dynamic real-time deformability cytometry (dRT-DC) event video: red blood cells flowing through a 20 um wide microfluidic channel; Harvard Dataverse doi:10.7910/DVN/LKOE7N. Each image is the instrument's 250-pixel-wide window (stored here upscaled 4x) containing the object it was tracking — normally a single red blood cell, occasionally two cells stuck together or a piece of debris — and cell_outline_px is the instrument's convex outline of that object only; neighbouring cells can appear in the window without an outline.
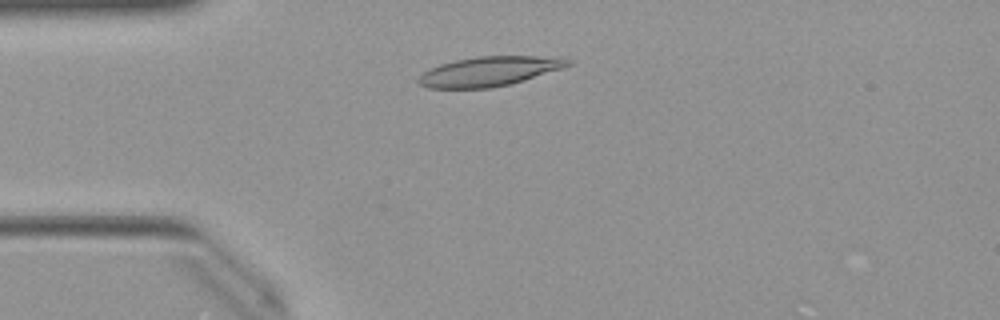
{"species": "Egyptian fruit bat (a non-hibernating species)", "species_latin": "Rousettus aegyptiacus", "temperature_condition": "warm", "stored_images_in_passage": 46, "camera_frame_rate_fps": 3000, "um_per_image_px": 0.085, "animal": {"sex": "female"}, "frame": {"image": 1, "passage_image": 8, "time_ms": 2.333, "image_size_px": [1000, 320], "cell_outline_px": [[572, 64], [524, 80], [508, 84], [488, 88], [428, 88], [420, 84], [416, 80], [424, 72], [440, 64], [456, 60], [476, 56], [564, 56], [572, 60]], "centroid_in_image_um": [41.62, 6.05], "position_along_channel_um": 43.4, "area_um2": 25.61}}
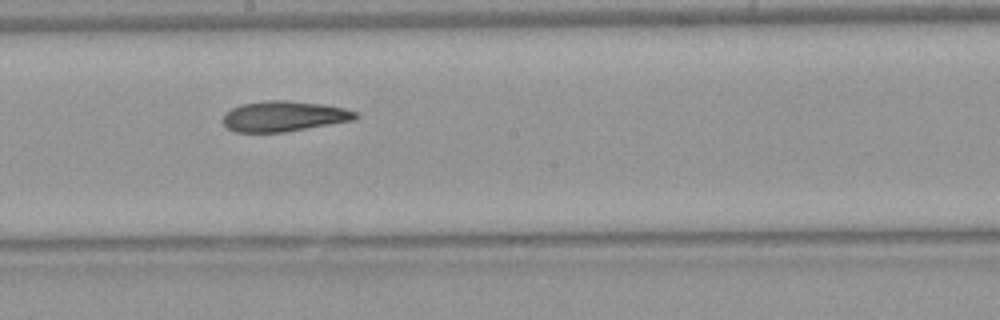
{"frame": {"image": 2, "passage_image": 23, "time_ms": 7.333, "image_size_px": [1000, 320], "cell_outline_px": [[360, 116], [352, 120], [284, 132], [236, 132], [228, 128], [224, 124], [224, 116], [232, 108], [240, 104], [264, 100], [288, 100], [324, 104], [344, 108], [356, 112]], "centroid_in_image_um": [24.13, 9.87], "position_along_channel_um": 224.1, "area_um2": 23.35}}
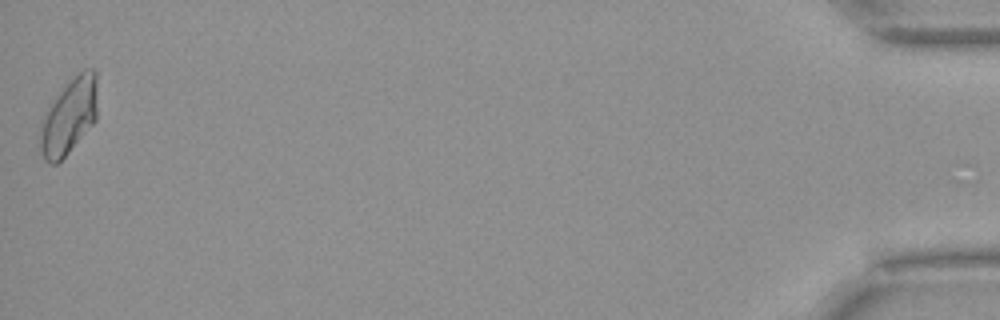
{"frame": {"image": 3, "passage_image": 46, "time_ms": 15.0, "image_size_px": [1000, 320], "cell_outline_px": [[96, 120], [68, 152], [56, 164], [48, 164], [44, 160], [40, 152], [40, 124], [52, 100], [64, 84], [84, 68], [92, 68], [96, 72]], "centroid_in_image_um": [5.84, 9.87], "position_along_channel_um": 429.4, "area_um2": 25.26}, "authors_computed_cell_mechanics": {"area_um2": 23.7847, "velocity_mm_per_s": 3.99, "shape_relaxation_time_tau1_ms": null, "shape_relaxation_time_tau2_ms": 5.5101, "deformation_change_tau1": null, "deformation_change_tau2": 0.1206}}